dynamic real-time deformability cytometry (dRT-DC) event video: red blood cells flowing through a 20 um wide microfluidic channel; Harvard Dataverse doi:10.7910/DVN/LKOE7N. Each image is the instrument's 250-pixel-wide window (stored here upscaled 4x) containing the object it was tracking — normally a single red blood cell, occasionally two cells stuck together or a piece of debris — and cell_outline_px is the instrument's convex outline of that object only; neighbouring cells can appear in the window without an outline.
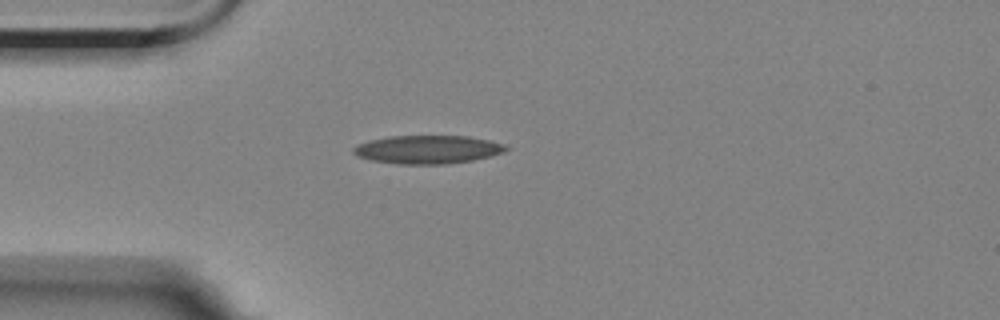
{"species": "Egyptian fruit bat (a non-hibernating species)", "species_latin": "Rousettus aegyptiacus", "temperature_condition": "room temperature", "stored_images_in_passage": 1, "camera_frame_rate_fps": 3000, "um_per_image_px": 0.085, "animal": {"sex": "female"}, "frame": {"image": 1, "passage_image": 1, "time_ms": 0.0, "image_size_px": [1000, 320], "cell_outline_px": [[512, 148], [504, 152], [492, 156], [472, 160], [444, 164], [400, 164], [368, 160], [356, 156], [352, 152], [352, 148], [368, 140], [392, 136], [468, 136], [488, 140], [504, 144]], "centroid_in_image_um": [36.36, 12.71], "position_along_channel_um": 48.6, "area_um2": 25.32}}